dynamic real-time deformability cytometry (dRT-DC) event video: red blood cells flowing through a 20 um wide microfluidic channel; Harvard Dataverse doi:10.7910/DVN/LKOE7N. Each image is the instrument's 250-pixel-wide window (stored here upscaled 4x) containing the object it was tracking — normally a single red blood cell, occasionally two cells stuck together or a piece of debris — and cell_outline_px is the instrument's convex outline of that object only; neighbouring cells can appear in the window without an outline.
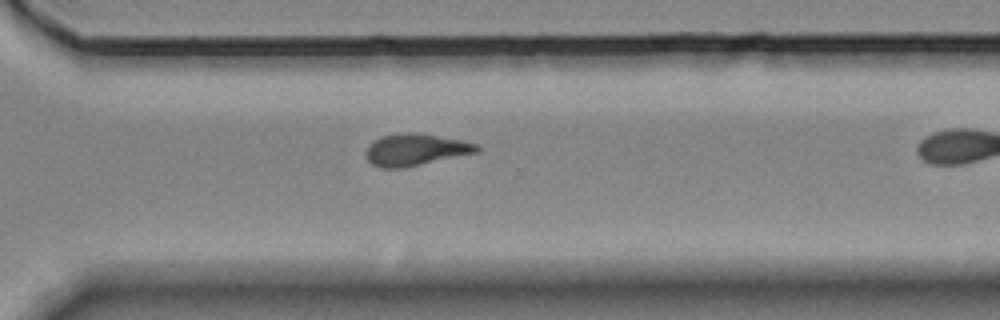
{"species": "Egyptian fruit bat (a non-hibernating species)", "species_latin": "Rousettus aegyptiacus", "temperature_condition": "room temperature", "stored_images_in_passage": 10, "segment_of_instrument_passage": [1, 2], "camera_frame_rate_fps": 3000, "um_per_image_px": 0.085, "animal": {"sex": "female"}, "frame": {"image": 1, "passage_image": 9, "time_ms": 2.667, "image_size_px": [1000, 320], "cell_outline_px": [[480, 152], [404, 168], [380, 168], [372, 164], [364, 156], [364, 152], [368, 144], [372, 140], [380, 136], [408, 132], [416, 132], [464, 140], [480, 144]], "centroid_in_image_um": [35.32, 12.72], "position_along_channel_um": 335.3, "area_um2": 21.15}}